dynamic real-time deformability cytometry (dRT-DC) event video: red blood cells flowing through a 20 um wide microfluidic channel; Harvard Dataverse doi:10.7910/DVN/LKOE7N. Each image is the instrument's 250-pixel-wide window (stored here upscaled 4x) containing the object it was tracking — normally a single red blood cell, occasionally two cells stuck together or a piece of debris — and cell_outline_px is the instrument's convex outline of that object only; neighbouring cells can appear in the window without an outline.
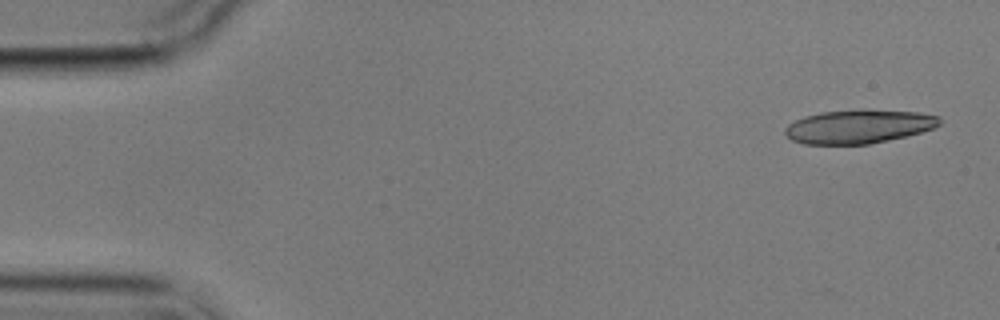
{"species": "common noctule bat (a hibernating species)", "species_latin": "Nyctalus noctula", "temperature_condition": "cold", "stored_images_in_passage": 4, "camera_frame_rate_fps": 3000, "um_per_image_px": 0.085, "animal": {"sex": "male", "body_mass_g": 17.9}, "frame": {"image": 1, "passage_image": 1, "time_ms": 0.0, "image_size_px": [1000, 320], "cell_outline_px": [[940, 124], [932, 128], [920, 132], [904, 136], [868, 144], [804, 144], [792, 140], [784, 132], [784, 128], [788, 124], [804, 116], [820, 112], [860, 108], [916, 112], [940, 116]], "centroid_in_image_um": [72.95, 10.73], "position_along_channel_um": 12.0, "area_um2": 30.46}}